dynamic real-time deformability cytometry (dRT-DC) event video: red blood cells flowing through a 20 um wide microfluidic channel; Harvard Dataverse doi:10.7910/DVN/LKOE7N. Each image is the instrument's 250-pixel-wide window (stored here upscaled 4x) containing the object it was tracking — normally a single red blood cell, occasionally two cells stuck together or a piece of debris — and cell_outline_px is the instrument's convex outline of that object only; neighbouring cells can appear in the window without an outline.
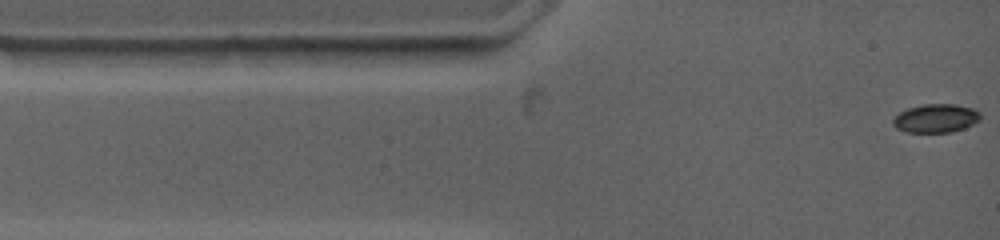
{"species": "common noctule bat (a hibernating species)", "species_latin": "Nyctalus noctula", "temperature_condition": "warm", "stored_images_in_passage": 42, "camera_frame_rate_fps": 4500, "um_per_image_px": 0.085, "animal": {"sex": "female", "body_mass_g": 19.0, "forearm_length_mm": 53.3}, "frame": {"image": 1, "passage_image": 1, "time_ms": 0.0, "image_size_px": [1000, 240], "cell_outline_px": [[980, 120], [964, 128], [952, 132], [904, 132], [896, 128], [892, 124], [892, 120], [900, 112], [908, 108], [924, 104], [956, 104], [972, 108], [980, 112]], "centroid_in_image_um": [79.54, 10.06], "position_along_channel_um": 5.5, "area_um2": 14.57}}
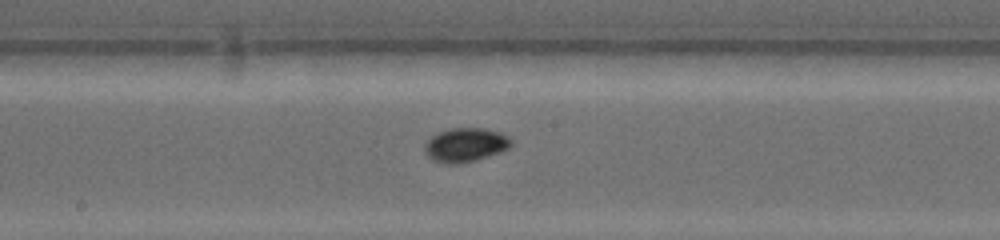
{"frame": {"image": 2, "passage_image": 17, "time_ms": 6.667, "image_size_px": [1000, 240], "cell_outline_px": [[512, 144], [508, 148], [500, 152], [476, 160], [460, 164], [448, 164], [432, 160], [424, 152], [424, 144], [432, 136], [440, 132], [452, 128], [484, 128], [500, 132], [508, 136], [512, 140]], "centroid_in_image_um": [39.56, 12.32], "position_along_channel_um": 208.6, "area_um2": 17.17}}
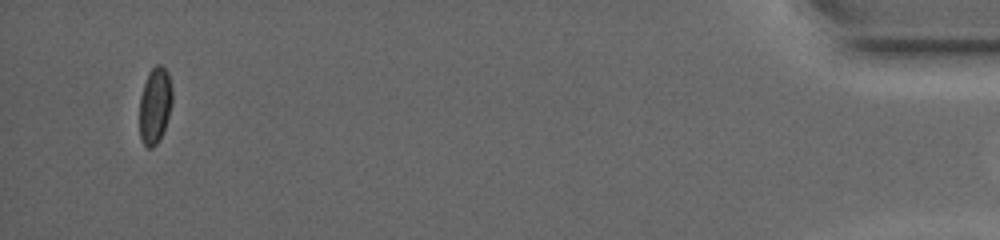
{"frame": {"image": 3, "passage_image": 41, "time_ms": 15.778, "image_size_px": [1000, 240], "cell_outline_px": [[172, 100], [168, 116], [160, 140], [152, 148], [148, 148], [140, 140], [140, 96], [148, 72], [156, 64], [160, 64], [168, 72], [172, 88]], "centroid_in_image_um": [13.16, 8.95], "position_along_channel_um": 422.0, "area_um2": 14.57}, "authors_computed_cell_mechanics": {"area_um2": 15.1147, "velocity_mm_per_s": 3.7264, "shape_relaxation_time_tau1_ms": 5.2941, "shape_relaxation_time_tau2_ms": null, "deformation_change_tau1": 0.1119, "deformation_change_tau2": null}}